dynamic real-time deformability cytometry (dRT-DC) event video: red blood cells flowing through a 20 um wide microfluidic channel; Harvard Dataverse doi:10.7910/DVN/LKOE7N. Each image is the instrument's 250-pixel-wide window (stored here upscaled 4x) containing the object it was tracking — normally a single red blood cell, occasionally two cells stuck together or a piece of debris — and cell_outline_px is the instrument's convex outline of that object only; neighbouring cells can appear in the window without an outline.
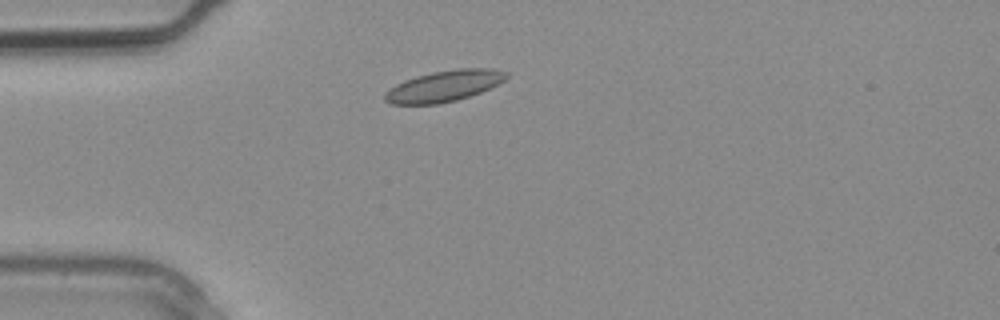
{"species": "common noctule bat (a hibernating species)", "species_latin": "Nyctalus noctula", "temperature_condition": "warm", "stored_images_in_passage": 2, "camera_frame_rate_fps": 3000, "um_per_image_px": 0.085, "animal": {"sex": "male", "body_mass_g": 20.4}, "frame": {"image": 1, "passage_image": 2, "time_ms": 0.333, "image_size_px": [1000, 320], "cell_outline_px": [[508, 76], [504, 80], [480, 92], [456, 100], [436, 104], [388, 104], [384, 100], [384, 92], [396, 84], [404, 80], [416, 76], [432, 72], [460, 68], [488, 68], [508, 72]], "centroid_in_image_um": [37.7, 7.31], "position_along_channel_um": 47.3, "area_um2": 21.85}}